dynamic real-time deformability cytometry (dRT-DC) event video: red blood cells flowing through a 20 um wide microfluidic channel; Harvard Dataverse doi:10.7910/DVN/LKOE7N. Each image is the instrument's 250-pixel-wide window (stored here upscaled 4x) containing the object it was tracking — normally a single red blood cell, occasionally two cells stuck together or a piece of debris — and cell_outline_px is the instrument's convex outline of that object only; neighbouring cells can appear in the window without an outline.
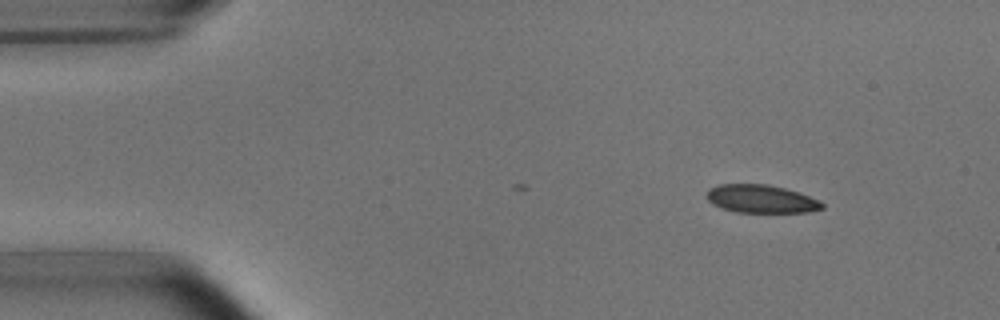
{"species": "common noctule bat (a hibernating species)", "species_latin": "Nyctalus noctula", "temperature_condition": "room temperature", "stored_images_in_passage": 5, "camera_frame_rate_fps": 3000, "um_per_image_px": 0.085, "animal": {"sex": "male", "body_mass_g": 15.6}, "frame": {"image": 1, "passage_image": 1, "time_ms": 0.0, "image_size_px": [1000, 320], "cell_outline_px": [[824, 208], [808, 212], [736, 212], [712, 204], [708, 200], [708, 188], [720, 184], [768, 184], [800, 192], [820, 200], [824, 204]], "centroid_in_image_um": [64.73, 16.9], "position_along_channel_um": 20.3, "area_um2": 18.9}}
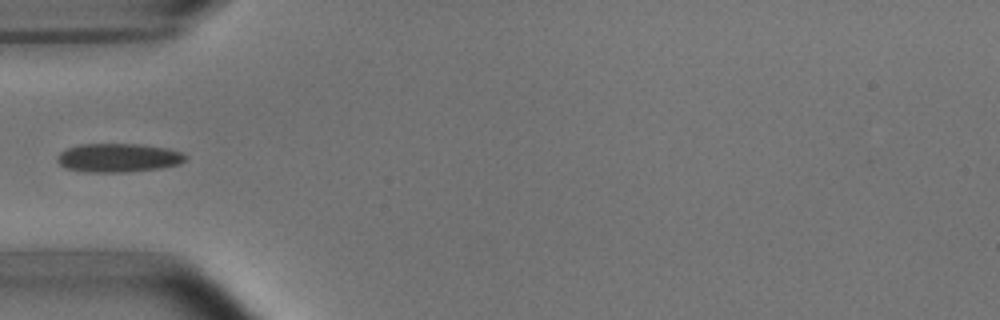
{"frame": {"image": 2, "passage_image": 4, "time_ms": 3.667, "image_size_px": [1000, 320], "cell_outline_px": [[188, 160], [180, 164], [160, 168], [124, 172], [84, 172], [68, 168], [60, 164], [56, 160], [56, 156], [60, 152], [68, 148], [80, 144], [140, 144], [168, 148], [180, 152], [188, 156]], "centroid_in_image_um": [10.08, 13.41], "position_along_channel_um": 74.9, "area_um2": 21.56}}